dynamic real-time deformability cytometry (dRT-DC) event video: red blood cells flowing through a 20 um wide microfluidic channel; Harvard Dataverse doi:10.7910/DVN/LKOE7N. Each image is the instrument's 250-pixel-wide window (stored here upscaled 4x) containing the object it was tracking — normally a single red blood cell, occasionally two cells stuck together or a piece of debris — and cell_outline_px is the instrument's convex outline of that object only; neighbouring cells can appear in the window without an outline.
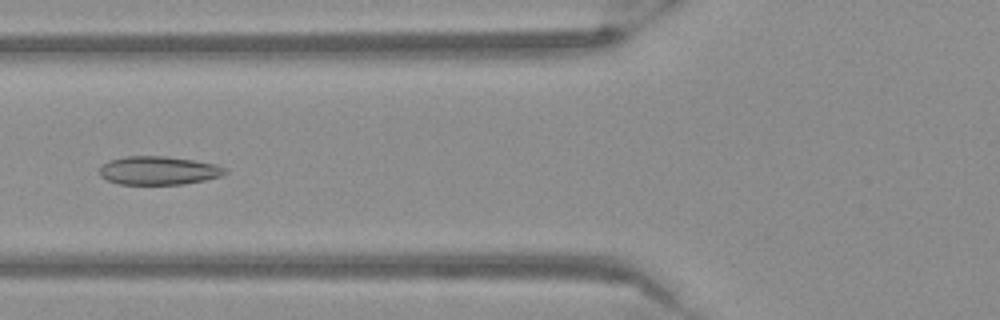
{"species": "Egyptian fruit bat (a non-hibernating species)", "species_latin": "Rousettus aegyptiacus", "temperature_condition": "warm", "stored_images_in_passage": 10, "camera_frame_rate_fps": 3000, "um_per_image_px": 0.085, "frame": {"image": 1, "passage_image": 5, "time_ms": 1.333, "image_size_px": [1000, 320], "cell_outline_px": [[228, 172], [220, 176], [204, 180], [184, 184], [120, 184], [108, 180], [100, 176], [100, 164], [108, 160], [128, 156], [164, 156], [192, 160], [216, 164], [224, 168]], "centroid_in_image_um": [13.44, 14.49], "position_along_channel_um": 112.4, "area_um2": 20.75}}